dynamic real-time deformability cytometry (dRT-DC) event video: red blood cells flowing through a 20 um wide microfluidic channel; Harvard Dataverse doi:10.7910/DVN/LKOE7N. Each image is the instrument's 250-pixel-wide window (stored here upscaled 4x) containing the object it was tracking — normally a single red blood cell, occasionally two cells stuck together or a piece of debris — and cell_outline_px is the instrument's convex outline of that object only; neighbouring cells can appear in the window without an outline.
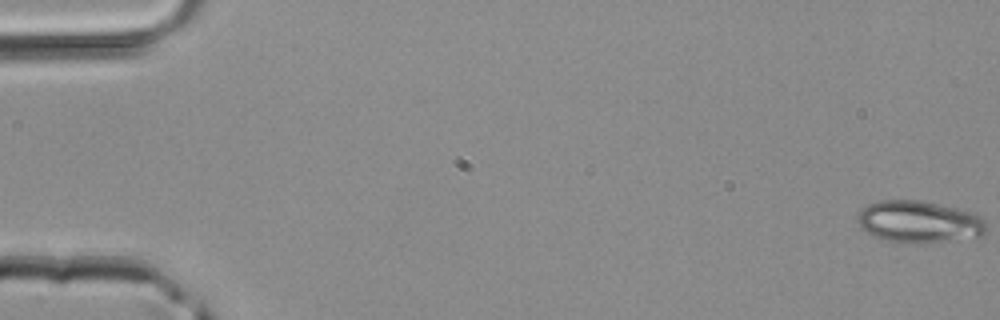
{"species": "common noctule bat (a hibernating species)", "species_latin": "Nyctalus noctula", "temperature_condition": "room temperature", "stored_images_in_passage": 46, "camera_frame_rate_fps": 3000, "um_per_image_px": 0.085, "animal": {"sex": "male", "body_mass_g": 20.4}, "frame": {"image": 1, "passage_image": 1, "time_ms": 0.0, "image_size_px": [1000, 320], "cell_outline_px": [[984, 232], [980, 236], [952, 240], [920, 244], [904, 244], [888, 240], [876, 236], [868, 232], [856, 220], [856, 216], [860, 208], [868, 204], [880, 200], [920, 200], [976, 212], [984, 220]], "centroid_in_image_um": [78.1, 18.84], "position_along_channel_um": 6.9, "area_um2": 31.62}}
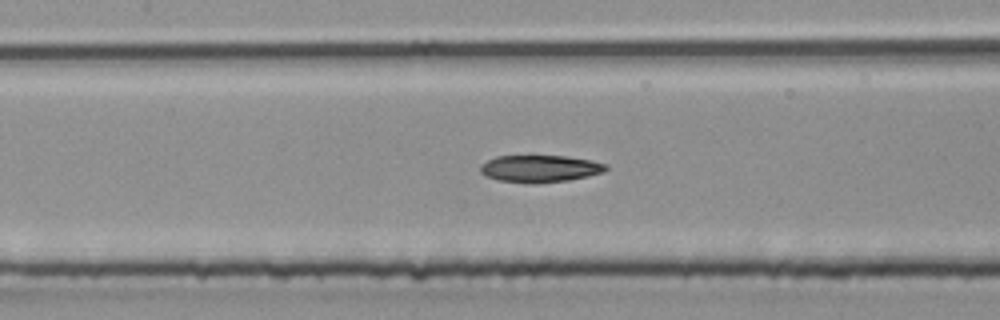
{"frame": {"image": 2, "passage_image": 22, "time_ms": 7.0, "image_size_px": [1000, 320], "cell_outline_px": [[608, 168], [604, 172], [588, 176], [568, 180], [536, 184], [532, 184], [500, 180], [488, 176], [480, 172], [480, 164], [496, 156], [564, 156], [592, 160], [608, 164]], "centroid_in_image_um": [45.92, 14.33], "position_along_channel_um": 161.5, "area_um2": 19.88}}
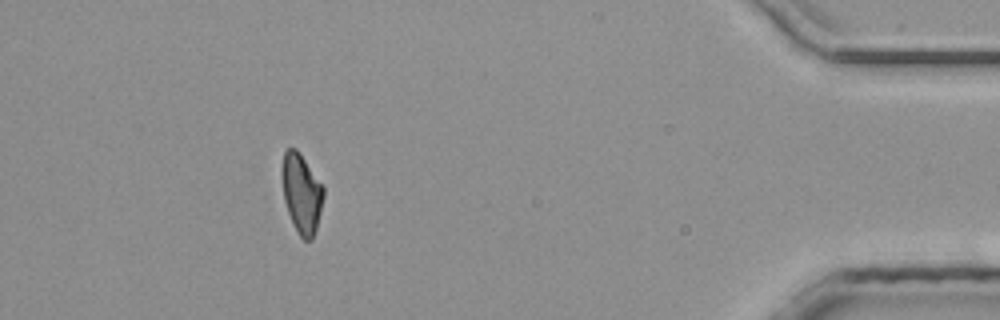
{"frame": {"image": 3, "passage_image": 42, "time_ms": 13.667, "image_size_px": [1000, 320], "cell_outline_px": [[324, 196], [316, 228], [312, 240], [304, 240], [300, 236], [288, 212], [284, 200], [284, 152], [288, 148], [296, 148], [324, 188]], "centroid_in_image_um": [25.67, 16.47], "position_along_channel_um": 409.5, "area_um2": 18.26}}